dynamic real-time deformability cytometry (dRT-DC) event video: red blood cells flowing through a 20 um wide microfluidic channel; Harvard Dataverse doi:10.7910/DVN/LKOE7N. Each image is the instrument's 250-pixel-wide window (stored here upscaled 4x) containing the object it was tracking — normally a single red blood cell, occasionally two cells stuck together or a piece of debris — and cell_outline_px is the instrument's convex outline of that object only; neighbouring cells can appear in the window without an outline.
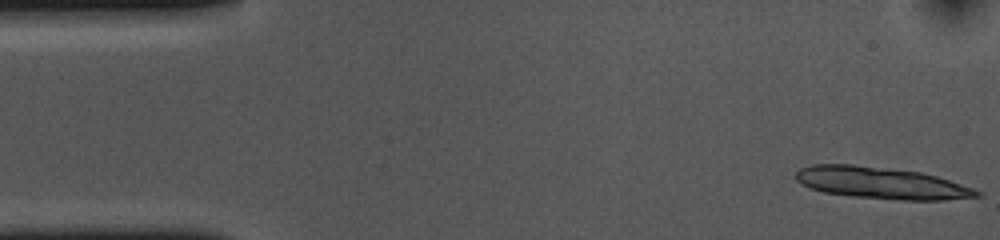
{"species": "common noctule bat (a hibernating species)", "species_latin": "Nyctalus noctula", "temperature_condition": "cold", "stored_images_in_passage": 12, "camera_frame_rate_fps": 3000, "um_per_image_px": 0.085, "animal": {"sex": "female", "body_mass_g": 10.0, "forearm_length_mm": 53.1}, "frame": {"image": 1, "passage_image": 1, "time_ms": 0.0, "image_size_px": [1000, 240], "cell_outline_px": [[984, 196], [944, 200], [904, 200], [852, 196], [824, 192], [800, 184], [796, 180], [796, 172], [800, 168], [812, 164], [852, 164], [920, 172], [936, 176], [984, 192]], "centroid_in_image_um": [74.91, 15.55], "position_along_channel_um": 10.1, "area_um2": 33.35}}